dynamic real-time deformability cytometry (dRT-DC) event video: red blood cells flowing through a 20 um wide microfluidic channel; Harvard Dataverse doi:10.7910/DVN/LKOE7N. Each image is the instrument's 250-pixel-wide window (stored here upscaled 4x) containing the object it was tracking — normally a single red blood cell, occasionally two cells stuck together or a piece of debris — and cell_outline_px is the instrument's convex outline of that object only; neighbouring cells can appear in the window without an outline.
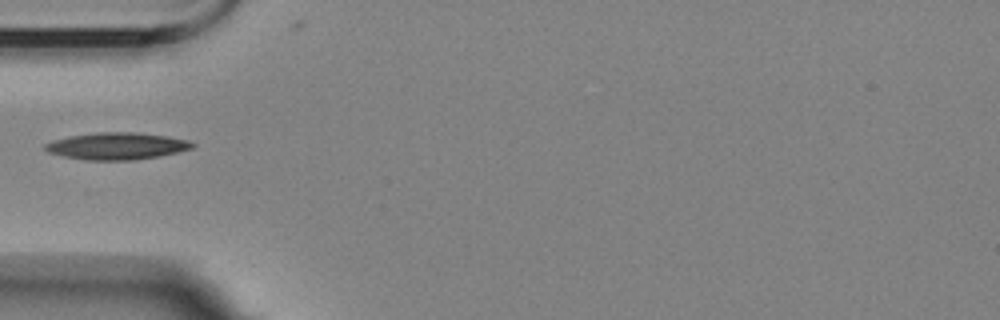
{"species": "Egyptian fruit bat (a non-hibernating species)", "species_latin": "Rousettus aegyptiacus", "temperature_condition": "room temperature", "stored_images_in_passage": 6, "camera_frame_rate_fps": 3000, "um_per_image_px": 0.085, "animal": {"sex": "female"}, "frame": {"image": 1, "passage_image": 1, "time_ms": 0.0, "image_size_px": [1000, 320], "cell_outline_px": [[196, 144], [192, 148], [160, 156], [132, 160], [88, 160], [64, 156], [48, 152], [44, 148], [44, 144], [52, 140], [72, 136], [96, 132], [136, 132], [168, 136], [188, 140]], "centroid_in_image_um": [9.94, 12.41], "position_along_channel_um": 75.1, "area_um2": 23.06}}
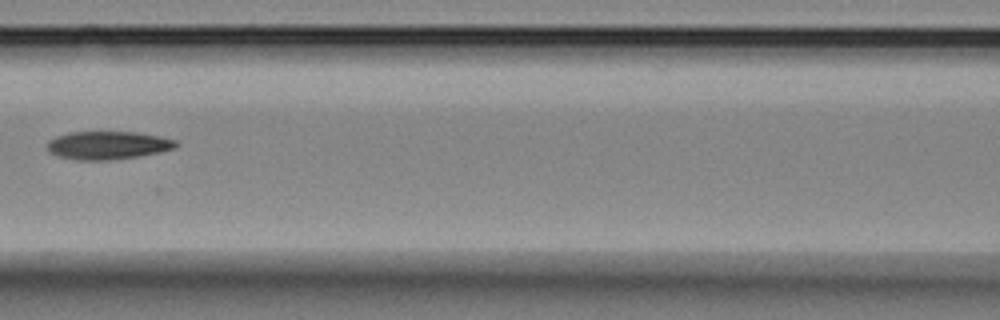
{"frame": {"image": 2, "passage_image": 3, "time_ms": 2.333, "image_size_px": [1000, 320], "cell_outline_px": [[180, 144], [176, 148], [160, 152], [140, 156], [108, 160], [76, 160], [60, 156], [52, 152], [48, 148], [48, 140], [56, 136], [68, 132], [136, 132], [160, 136], [176, 140]], "centroid_in_image_um": [9.22, 12.34], "position_along_channel_um": 157.4, "area_um2": 21.1}}
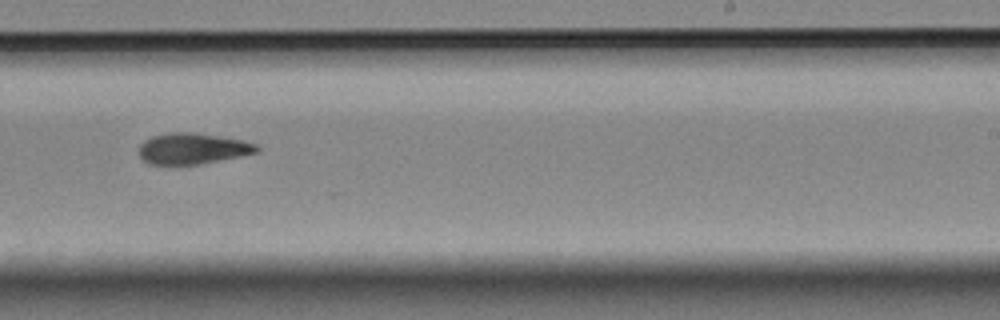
{"frame": {"image": 3, "passage_image": 6, "time_ms": 5.667, "image_size_px": [1000, 320], "cell_outline_px": [[260, 148], [256, 152], [240, 156], [200, 164], [148, 164], [136, 152], [140, 144], [144, 140], [152, 136], [168, 132], [192, 132], [220, 136], [240, 140], [256, 144]], "centroid_in_image_um": [16.31, 12.62], "position_along_channel_um": 272.7, "area_um2": 21.27}}